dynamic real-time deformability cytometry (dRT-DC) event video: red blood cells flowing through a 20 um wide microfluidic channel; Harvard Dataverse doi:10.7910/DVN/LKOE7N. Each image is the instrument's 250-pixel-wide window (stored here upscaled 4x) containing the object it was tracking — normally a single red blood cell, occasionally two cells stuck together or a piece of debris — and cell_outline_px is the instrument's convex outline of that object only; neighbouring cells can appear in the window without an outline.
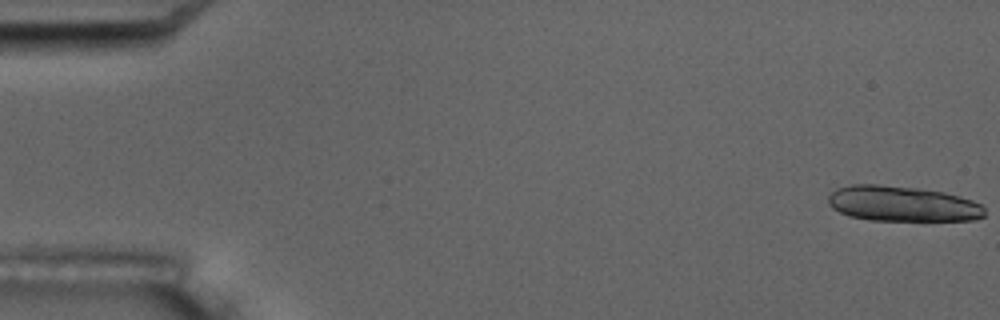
{"species": "common noctule bat (a hibernating species)", "species_latin": "Nyctalus noctula", "temperature_condition": "room temperature", "stored_images_in_passage": 8, "camera_frame_rate_fps": 3000, "um_per_image_px": 0.085, "animal": {"sex": "male", "body_mass_g": 17.5, "forearm_length_mm": 52.3}, "frame": {"image": 1, "passage_image": 1, "time_ms": 0.0, "image_size_px": [1000, 320], "cell_outline_px": [[984, 216], [976, 220], [868, 220], [848, 216], [832, 208], [828, 204], [828, 196], [836, 188], [852, 184], [876, 184], [916, 188], [944, 192], [960, 196], [972, 200], [980, 204], [984, 208]], "centroid_in_image_um": [76.67, 17.32], "position_along_channel_um": 8.3, "area_um2": 32.31}}